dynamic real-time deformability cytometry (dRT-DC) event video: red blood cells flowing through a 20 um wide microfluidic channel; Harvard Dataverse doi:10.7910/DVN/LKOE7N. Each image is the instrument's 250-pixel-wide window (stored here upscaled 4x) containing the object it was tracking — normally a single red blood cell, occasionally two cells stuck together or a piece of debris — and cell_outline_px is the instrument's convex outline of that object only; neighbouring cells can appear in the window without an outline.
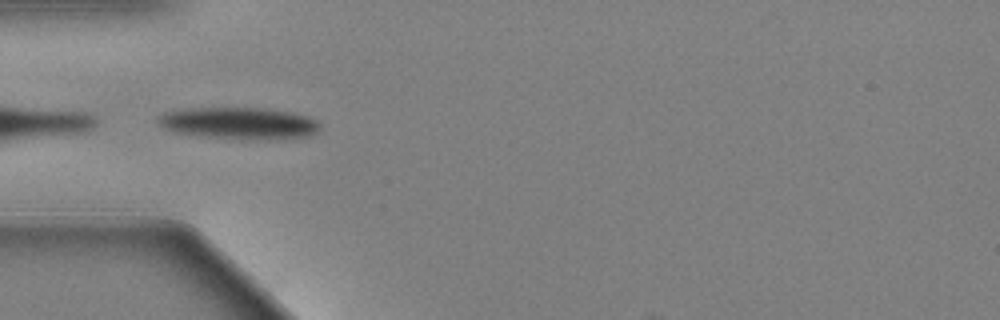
{"species": "Egyptian fruit bat (a non-hibernating species)", "species_latin": "Rousettus aegyptiacus", "temperature_condition": "warm", "stored_images_in_passage": 4, "camera_frame_rate_fps": 3000, "um_per_image_px": 0.085, "animal": {"sex": "female"}, "frame": {"image": 1, "passage_image": 1, "time_ms": 0.0, "image_size_px": [1000, 320], "cell_outline_px": [[320, 128], [316, 132], [308, 136], [268, 140], [200, 136], [172, 132], [156, 124], [156, 116], [164, 112], [188, 108], [264, 108], [292, 112], [308, 116], [316, 120], [320, 124]], "centroid_in_image_um": [20.27, 10.47], "position_along_channel_um": 64.7, "area_um2": 30.35}}